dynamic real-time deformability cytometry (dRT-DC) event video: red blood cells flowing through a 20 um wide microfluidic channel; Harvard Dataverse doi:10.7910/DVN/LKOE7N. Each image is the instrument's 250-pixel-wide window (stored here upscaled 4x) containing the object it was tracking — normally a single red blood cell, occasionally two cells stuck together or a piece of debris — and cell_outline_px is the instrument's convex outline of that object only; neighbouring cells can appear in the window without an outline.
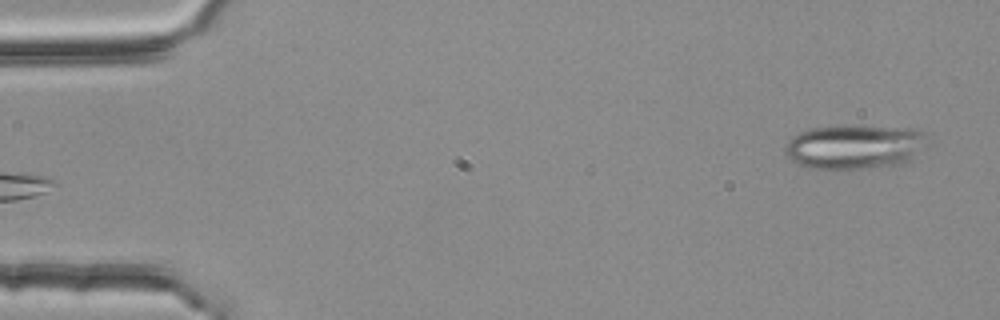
{"species": "common noctule bat (a hibernating species)", "species_latin": "Nyctalus noctula", "temperature_condition": "room temperature", "stored_images_in_passage": 3, "camera_frame_rate_fps": 3000, "um_per_image_px": 0.085, "animal": {"sex": "female", "body_mass_g": 25.1}, "frame": {"image": 1, "passage_image": 3, "time_ms": 0.667, "image_size_px": [1000, 320], "cell_outline_px": [[928, 132], [924, 144], [904, 164], [876, 168], [844, 172], [804, 168], [788, 160], [784, 152], [784, 148], [788, 140], [792, 136], [800, 132], [812, 128], [916, 128]], "centroid_in_image_um": [72.55, 12.57], "position_along_channel_um": 12.4, "area_um2": 37.11}}